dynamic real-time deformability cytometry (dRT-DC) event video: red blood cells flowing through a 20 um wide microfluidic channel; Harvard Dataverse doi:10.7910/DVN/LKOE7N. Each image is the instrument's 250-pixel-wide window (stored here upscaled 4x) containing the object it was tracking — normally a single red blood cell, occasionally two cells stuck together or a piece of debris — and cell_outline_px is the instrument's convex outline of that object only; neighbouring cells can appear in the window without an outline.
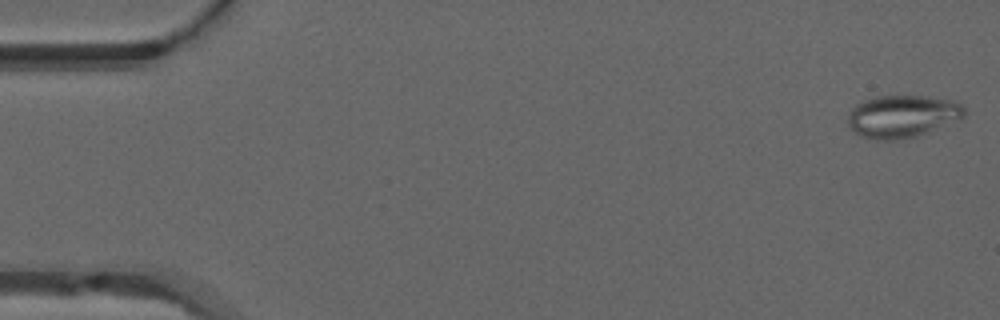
{"species": "common noctule bat (a hibernating species)", "species_latin": "Nyctalus noctula", "temperature_condition": "warm", "stored_images_in_passage": 45, "camera_frame_rate_fps": 3000, "um_per_image_px": 0.085, "animal": {"sex": "male", "forearm_length_mm": 52.5}, "frame": {"image": 1, "passage_image": 1, "time_ms": 0.0, "image_size_px": [1000, 320], "cell_outline_px": [[964, 116], [960, 120], [928, 132], [916, 136], [896, 140], [876, 140], [864, 136], [856, 132], [848, 124], [848, 112], [856, 104], [864, 100], [876, 96], [928, 96], [952, 100], [960, 104], [964, 108]], "centroid_in_image_um": [76.71, 9.88], "position_along_channel_um": 8.3, "area_um2": 28.78}}
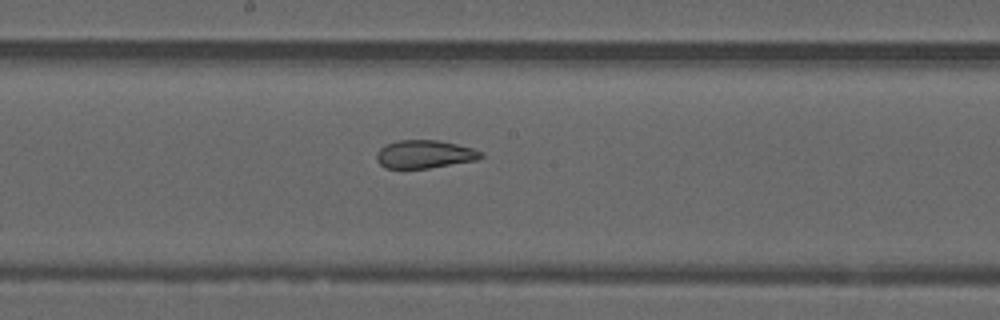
{"frame": {"image": 2, "passage_image": 27, "time_ms": 8.667, "image_size_px": [1000, 320], "cell_outline_px": [[484, 156], [476, 160], [428, 168], [384, 168], [376, 160], [376, 152], [384, 144], [400, 140], [440, 140], [472, 148], [484, 152]], "centroid_in_image_um": [36.07, 13.1], "position_along_channel_um": 212.1, "area_um2": 17.17}}
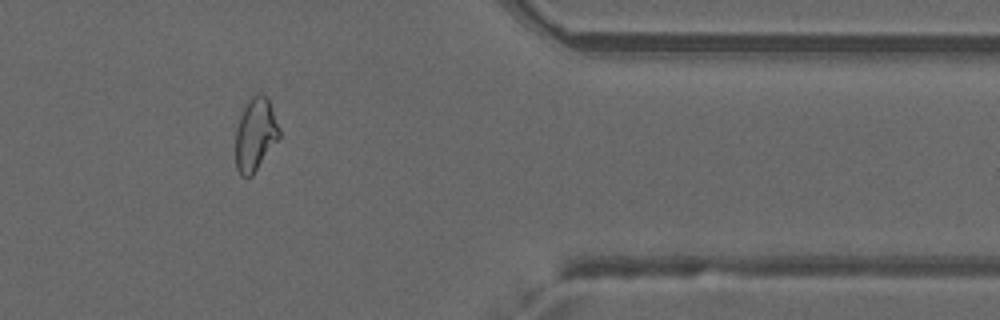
{"frame": {"image": 3, "passage_image": 42, "time_ms": 13.667, "image_size_px": [1000, 320], "cell_outline_px": [[280, 136], [252, 176], [240, 176], [236, 168], [236, 128], [240, 116], [248, 96], [256, 92], [260, 92], [268, 100], [280, 128]], "centroid_in_image_um": [21.69, 11.39], "position_along_channel_um": 389.7, "area_um2": 18.61}}